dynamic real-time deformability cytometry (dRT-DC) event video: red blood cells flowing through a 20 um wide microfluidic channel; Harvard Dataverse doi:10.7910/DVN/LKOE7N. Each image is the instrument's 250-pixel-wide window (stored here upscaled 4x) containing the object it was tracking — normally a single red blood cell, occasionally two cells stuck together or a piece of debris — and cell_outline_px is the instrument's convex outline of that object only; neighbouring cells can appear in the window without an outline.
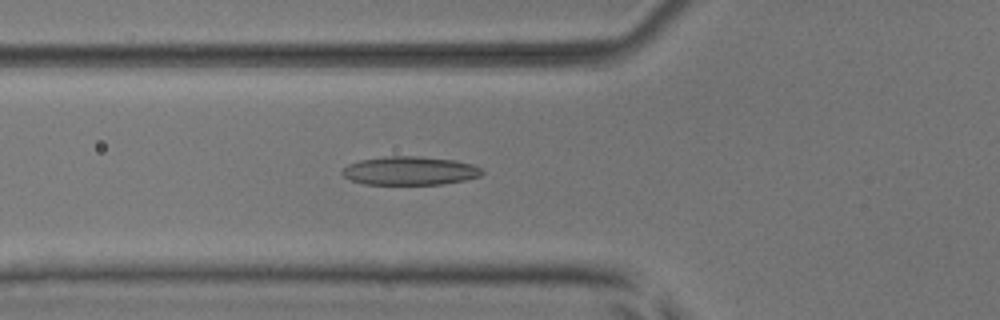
{"species": "common noctule bat (a hibernating species)", "species_latin": "Nyctalus noctula", "temperature_condition": "room temperature", "stored_images_in_passage": 40, "camera_frame_rate_fps": 3000, "um_per_image_px": 0.085, "animal": {"sex": "male", "body_mass_g": 17.9, "forearm_length_mm": 54.2}, "frame": {"image": 1, "passage_image": 8, "time_ms": 2.333, "image_size_px": [1000, 320], "cell_outline_px": [[484, 172], [480, 176], [464, 180], [440, 184], [364, 184], [352, 180], [344, 176], [340, 172], [348, 164], [360, 160], [384, 156], [420, 156], [456, 160], [472, 164], [480, 168]], "centroid_in_image_um": [34.83, 14.5], "position_along_channel_um": 91.0, "area_um2": 23.24}}
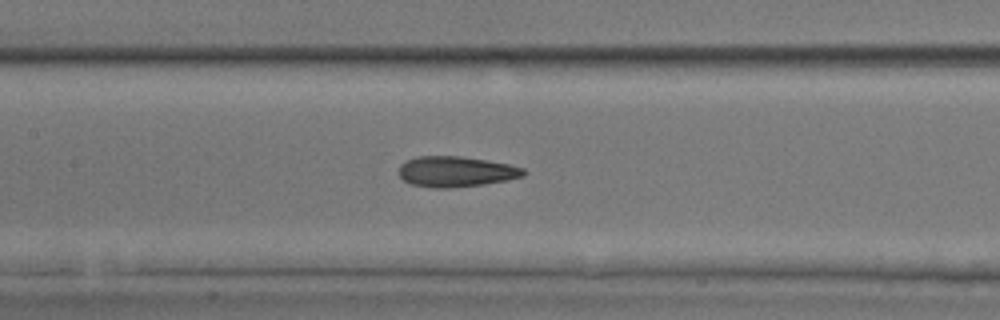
{"frame": {"image": 2, "passage_image": 14, "time_ms": 4.333, "image_size_px": [1000, 320], "cell_outline_px": [[528, 172], [524, 176], [508, 180], [484, 184], [448, 188], [432, 188], [408, 184], [396, 172], [400, 164], [416, 156], [460, 156], [508, 164], [524, 168]], "centroid_in_image_um": [38.72, 14.59], "position_along_channel_um": 168.7, "area_um2": 22.43}}
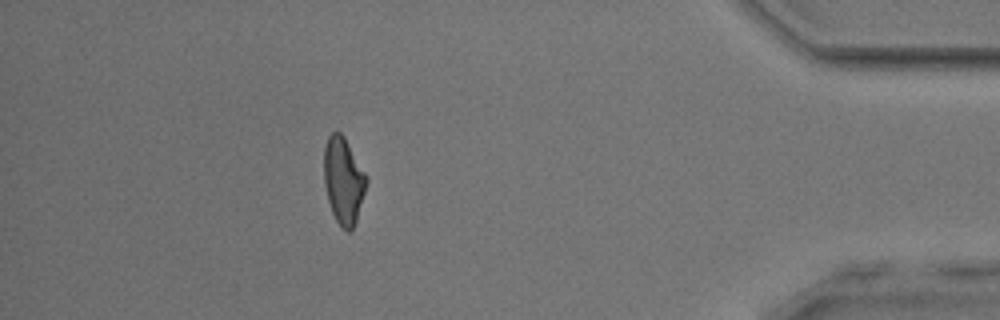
{"frame": {"image": 3, "passage_image": 36, "time_ms": 11.667, "image_size_px": [1000, 320], "cell_outline_px": [[368, 180], [356, 220], [352, 232], [348, 232], [340, 228], [332, 212], [328, 200], [324, 184], [324, 148], [328, 136], [332, 132], [340, 132], [344, 136], [364, 172]], "centroid_in_image_um": [29.18, 15.37], "position_along_channel_um": 406.0, "area_um2": 21.27}}